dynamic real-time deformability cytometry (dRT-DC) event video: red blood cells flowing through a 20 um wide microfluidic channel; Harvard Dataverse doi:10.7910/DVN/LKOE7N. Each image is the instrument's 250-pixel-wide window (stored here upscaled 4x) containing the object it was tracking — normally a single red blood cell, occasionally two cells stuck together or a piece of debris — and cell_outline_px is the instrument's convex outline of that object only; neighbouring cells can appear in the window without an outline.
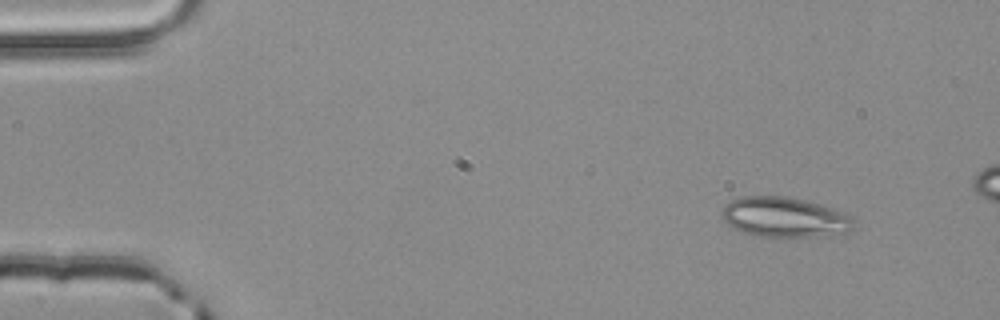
{"species": "common noctule bat (a hibernating species)", "species_latin": "Nyctalus noctula", "temperature_condition": "room temperature", "stored_images_in_passage": 4, "camera_frame_rate_fps": 3000, "um_per_image_px": 0.085, "animal": {"sex": "male", "body_mass_g": 20.4}, "frame": {"image": 1, "passage_image": 1, "time_ms": 0.0, "image_size_px": [1000, 320], "cell_outline_px": [[852, 228], [848, 232], [816, 236], [764, 236], [740, 232], [728, 224], [720, 216], [724, 208], [732, 200], [744, 196], [784, 196], [804, 200], [820, 204], [848, 212], [852, 220]], "centroid_in_image_um": [66.7, 18.45], "position_along_channel_um": 18.3, "area_um2": 30.46}}